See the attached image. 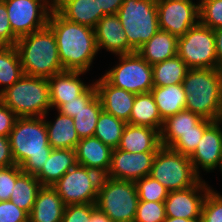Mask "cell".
I'll return each instance as SVG.
<instances>
[{
  "mask_svg": "<svg viewBox=\"0 0 222 222\" xmlns=\"http://www.w3.org/2000/svg\"><path fill=\"white\" fill-rule=\"evenodd\" d=\"M215 46L217 54L218 69L222 70V28L215 29Z\"/></svg>",
  "mask_w": 222,
  "mask_h": 222,
  "instance_id": "obj_48",
  "label": "cell"
},
{
  "mask_svg": "<svg viewBox=\"0 0 222 222\" xmlns=\"http://www.w3.org/2000/svg\"><path fill=\"white\" fill-rule=\"evenodd\" d=\"M199 22L212 30L222 28V0H199Z\"/></svg>",
  "mask_w": 222,
  "mask_h": 222,
  "instance_id": "obj_37",
  "label": "cell"
},
{
  "mask_svg": "<svg viewBox=\"0 0 222 222\" xmlns=\"http://www.w3.org/2000/svg\"><path fill=\"white\" fill-rule=\"evenodd\" d=\"M186 63L177 55L152 65L153 85L165 87L183 83L189 71Z\"/></svg>",
  "mask_w": 222,
  "mask_h": 222,
  "instance_id": "obj_30",
  "label": "cell"
},
{
  "mask_svg": "<svg viewBox=\"0 0 222 222\" xmlns=\"http://www.w3.org/2000/svg\"><path fill=\"white\" fill-rule=\"evenodd\" d=\"M182 86L187 96L185 110L212 121L222 120V70L189 69Z\"/></svg>",
  "mask_w": 222,
  "mask_h": 222,
  "instance_id": "obj_3",
  "label": "cell"
},
{
  "mask_svg": "<svg viewBox=\"0 0 222 222\" xmlns=\"http://www.w3.org/2000/svg\"><path fill=\"white\" fill-rule=\"evenodd\" d=\"M164 222H202V221L200 219H184V218L166 217Z\"/></svg>",
  "mask_w": 222,
  "mask_h": 222,
  "instance_id": "obj_50",
  "label": "cell"
},
{
  "mask_svg": "<svg viewBox=\"0 0 222 222\" xmlns=\"http://www.w3.org/2000/svg\"><path fill=\"white\" fill-rule=\"evenodd\" d=\"M41 187L42 185L35 175L22 172L16 179L10 200L29 214Z\"/></svg>",
  "mask_w": 222,
  "mask_h": 222,
  "instance_id": "obj_31",
  "label": "cell"
},
{
  "mask_svg": "<svg viewBox=\"0 0 222 222\" xmlns=\"http://www.w3.org/2000/svg\"><path fill=\"white\" fill-rule=\"evenodd\" d=\"M18 116L0 100V136L8 137Z\"/></svg>",
  "mask_w": 222,
  "mask_h": 222,
  "instance_id": "obj_45",
  "label": "cell"
},
{
  "mask_svg": "<svg viewBox=\"0 0 222 222\" xmlns=\"http://www.w3.org/2000/svg\"><path fill=\"white\" fill-rule=\"evenodd\" d=\"M15 165L13 159L9 138L0 136V168H6Z\"/></svg>",
  "mask_w": 222,
  "mask_h": 222,
  "instance_id": "obj_46",
  "label": "cell"
},
{
  "mask_svg": "<svg viewBox=\"0 0 222 222\" xmlns=\"http://www.w3.org/2000/svg\"><path fill=\"white\" fill-rule=\"evenodd\" d=\"M89 222H112L111 219L97 207L92 210Z\"/></svg>",
  "mask_w": 222,
  "mask_h": 222,
  "instance_id": "obj_49",
  "label": "cell"
},
{
  "mask_svg": "<svg viewBox=\"0 0 222 222\" xmlns=\"http://www.w3.org/2000/svg\"><path fill=\"white\" fill-rule=\"evenodd\" d=\"M24 75L15 46H0V94Z\"/></svg>",
  "mask_w": 222,
  "mask_h": 222,
  "instance_id": "obj_32",
  "label": "cell"
},
{
  "mask_svg": "<svg viewBox=\"0 0 222 222\" xmlns=\"http://www.w3.org/2000/svg\"><path fill=\"white\" fill-rule=\"evenodd\" d=\"M159 28L177 37L199 22V3L193 0H156Z\"/></svg>",
  "mask_w": 222,
  "mask_h": 222,
  "instance_id": "obj_13",
  "label": "cell"
},
{
  "mask_svg": "<svg viewBox=\"0 0 222 222\" xmlns=\"http://www.w3.org/2000/svg\"><path fill=\"white\" fill-rule=\"evenodd\" d=\"M85 72L64 70L48 78L52 109H59L66 101L76 100L91 84L79 78Z\"/></svg>",
  "mask_w": 222,
  "mask_h": 222,
  "instance_id": "obj_19",
  "label": "cell"
},
{
  "mask_svg": "<svg viewBox=\"0 0 222 222\" xmlns=\"http://www.w3.org/2000/svg\"><path fill=\"white\" fill-rule=\"evenodd\" d=\"M94 85L102 109L127 123L136 94L109 84L103 77L96 80Z\"/></svg>",
  "mask_w": 222,
  "mask_h": 222,
  "instance_id": "obj_18",
  "label": "cell"
},
{
  "mask_svg": "<svg viewBox=\"0 0 222 222\" xmlns=\"http://www.w3.org/2000/svg\"><path fill=\"white\" fill-rule=\"evenodd\" d=\"M99 97L96 95L86 106H83L73 117L74 126L80 139L94 136L96 124L102 111Z\"/></svg>",
  "mask_w": 222,
  "mask_h": 222,
  "instance_id": "obj_34",
  "label": "cell"
},
{
  "mask_svg": "<svg viewBox=\"0 0 222 222\" xmlns=\"http://www.w3.org/2000/svg\"><path fill=\"white\" fill-rule=\"evenodd\" d=\"M113 149L95 136L82 138L75 148L77 164L106 176L111 165Z\"/></svg>",
  "mask_w": 222,
  "mask_h": 222,
  "instance_id": "obj_20",
  "label": "cell"
},
{
  "mask_svg": "<svg viewBox=\"0 0 222 222\" xmlns=\"http://www.w3.org/2000/svg\"><path fill=\"white\" fill-rule=\"evenodd\" d=\"M222 120L214 121L203 133L196 150L189 157L195 173L210 172L218 167L222 154ZM201 167V168H199Z\"/></svg>",
  "mask_w": 222,
  "mask_h": 222,
  "instance_id": "obj_16",
  "label": "cell"
},
{
  "mask_svg": "<svg viewBox=\"0 0 222 222\" xmlns=\"http://www.w3.org/2000/svg\"><path fill=\"white\" fill-rule=\"evenodd\" d=\"M77 164L73 149H52L42 169L35 175L42 186H52Z\"/></svg>",
  "mask_w": 222,
  "mask_h": 222,
  "instance_id": "obj_23",
  "label": "cell"
},
{
  "mask_svg": "<svg viewBox=\"0 0 222 222\" xmlns=\"http://www.w3.org/2000/svg\"><path fill=\"white\" fill-rule=\"evenodd\" d=\"M55 10L66 20L93 29L99 22L97 0H59Z\"/></svg>",
  "mask_w": 222,
  "mask_h": 222,
  "instance_id": "obj_24",
  "label": "cell"
},
{
  "mask_svg": "<svg viewBox=\"0 0 222 222\" xmlns=\"http://www.w3.org/2000/svg\"><path fill=\"white\" fill-rule=\"evenodd\" d=\"M20 166L0 168V201L10 200L17 177L22 173Z\"/></svg>",
  "mask_w": 222,
  "mask_h": 222,
  "instance_id": "obj_40",
  "label": "cell"
},
{
  "mask_svg": "<svg viewBox=\"0 0 222 222\" xmlns=\"http://www.w3.org/2000/svg\"><path fill=\"white\" fill-rule=\"evenodd\" d=\"M44 121L48 134V141L52 149H73L75 150L76 145L80 141V138L77 135L74 120L70 116L61 114L58 111V116L56 120Z\"/></svg>",
  "mask_w": 222,
  "mask_h": 222,
  "instance_id": "obj_26",
  "label": "cell"
},
{
  "mask_svg": "<svg viewBox=\"0 0 222 222\" xmlns=\"http://www.w3.org/2000/svg\"><path fill=\"white\" fill-rule=\"evenodd\" d=\"M177 55L190 69L218 68L215 33L198 22L178 37Z\"/></svg>",
  "mask_w": 222,
  "mask_h": 222,
  "instance_id": "obj_9",
  "label": "cell"
},
{
  "mask_svg": "<svg viewBox=\"0 0 222 222\" xmlns=\"http://www.w3.org/2000/svg\"><path fill=\"white\" fill-rule=\"evenodd\" d=\"M200 220L222 222V195L212 188L205 197Z\"/></svg>",
  "mask_w": 222,
  "mask_h": 222,
  "instance_id": "obj_39",
  "label": "cell"
},
{
  "mask_svg": "<svg viewBox=\"0 0 222 222\" xmlns=\"http://www.w3.org/2000/svg\"><path fill=\"white\" fill-rule=\"evenodd\" d=\"M124 0H97L99 4V21L105 15L117 14Z\"/></svg>",
  "mask_w": 222,
  "mask_h": 222,
  "instance_id": "obj_47",
  "label": "cell"
},
{
  "mask_svg": "<svg viewBox=\"0 0 222 222\" xmlns=\"http://www.w3.org/2000/svg\"><path fill=\"white\" fill-rule=\"evenodd\" d=\"M218 167H219V169H221V172H222V154H221V157H220V162H219Z\"/></svg>",
  "mask_w": 222,
  "mask_h": 222,
  "instance_id": "obj_52",
  "label": "cell"
},
{
  "mask_svg": "<svg viewBox=\"0 0 222 222\" xmlns=\"http://www.w3.org/2000/svg\"><path fill=\"white\" fill-rule=\"evenodd\" d=\"M178 37L159 30L136 52L150 65L177 56Z\"/></svg>",
  "mask_w": 222,
  "mask_h": 222,
  "instance_id": "obj_25",
  "label": "cell"
},
{
  "mask_svg": "<svg viewBox=\"0 0 222 222\" xmlns=\"http://www.w3.org/2000/svg\"><path fill=\"white\" fill-rule=\"evenodd\" d=\"M97 95L96 87L93 84L76 100L66 101L57 111L61 114L74 117L75 113L79 111L83 106H86Z\"/></svg>",
  "mask_w": 222,
  "mask_h": 222,
  "instance_id": "obj_42",
  "label": "cell"
},
{
  "mask_svg": "<svg viewBox=\"0 0 222 222\" xmlns=\"http://www.w3.org/2000/svg\"><path fill=\"white\" fill-rule=\"evenodd\" d=\"M157 152L132 153L118 148L113 149L107 177L136 182L150 175Z\"/></svg>",
  "mask_w": 222,
  "mask_h": 222,
  "instance_id": "obj_15",
  "label": "cell"
},
{
  "mask_svg": "<svg viewBox=\"0 0 222 222\" xmlns=\"http://www.w3.org/2000/svg\"><path fill=\"white\" fill-rule=\"evenodd\" d=\"M127 123L115 116L101 111L94 136L112 149L118 148L124 127Z\"/></svg>",
  "mask_w": 222,
  "mask_h": 222,
  "instance_id": "obj_33",
  "label": "cell"
},
{
  "mask_svg": "<svg viewBox=\"0 0 222 222\" xmlns=\"http://www.w3.org/2000/svg\"><path fill=\"white\" fill-rule=\"evenodd\" d=\"M0 100L18 117H44L52 108L48 79L25 74L0 94Z\"/></svg>",
  "mask_w": 222,
  "mask_h": 222,
  "instance_id": "obj_5",
  "label": "cell"
},
{
  "mask_svg": "<svg viewBox=\"0 0 222 222\" xmlns=\"http://www.w3.org/2000/svg\"><path fill=\"white\" fill-rule=\"evenodd\" d=\"M214 121L203 118L197 124V131H189L188 133H182V135L169 147L170 149L190 157L196 150L200 139L203 136L204 131Z\"/></svg>",
  "mask_w": 222,
  "mask_h": 222,
  "instance_id": "obj_35",
  "label": "cell"
},
{
  "mask_svg": "<svg viewBox=\"0 0 222 222\" xmlns=\"http://www.w3.org/2000/svg\"><path fill=\"white\" fill-rule=\"evenodd\" d=\"M94 31L98 51L104 48L116 55L136 52L128 43L126 33L117 14L105 15L97 23Z\"/></svg>",
  "mask_w": 222,
  "mask_h": 222,
  "instance_id": "obj_17",
  "label": "cell"
},
{
  "mask_svg": "<svg viewBox=\"0 0 222 222\" xmlns=\"http://www.w3.org/2000/svg\"><path fill=\"white\" fill-rule=\"evenodd\" d=\"M28 213L11 200L0 201V222H27Z\"/></svg>",
  "mask_w": 222,
  "mask_h": 222,
  "instance_id": "obj_43",
  "label": "cell"
},
{
  "mask_svg": "<svg viewBox=\"0 0 222 222\" xmlns=\"http://www.w3.org/2000/svg\"><path fill=\"white\" fill-rule=\"evenodd\" d=\"M119 56V63L102 77L111 85L134 94L149 93L154 87L152 65L137 52Z\"/></svg>",
  "mask_w": 222,
  "mask_h": 222,
  "instance_id": "obj_10",
  "label": "cell"
},
{
  "mask_svg": "<svg viewBox=\"0 0 222 222\" xmlns=\"http://www.w3.org/2000/svg\"><path fill=\"white\" fill-rule=\"evenodd\" d=\"M161 145L160 131L151 127L127 123L118 149L132 153L157 152Z\"/></svg>",
  "mask_w": 222,
  "mask_h": 222,
  "instance_id": "obj_21",
  "label": "cell"
},
{
  "mask_svg": "<svg viewBox=\"0 0 222 222\" xmlns=\"http://www.w3.org/2000/svg\"><path fill=\"white\" fill-rule=\"evenodd\" d=\"M150 176L169 192L189 188L202 178L195 173L188 156L163 146L154 157Z\"/></svg>",
  "mask_w": 222,
  "mask_h": 222,
  "instance_id": "obj_8",
  "label": "cell"
},
{
  "mask_svg": "<svg viewBox=\"0 0 222 222\" xmlns=\"http://www.w3.org/2000/svg\"><path fill=\"white\" fill-rule=\"evenodd\" d=\"M47 26L55 35L63 70L89 71L98 53L94 29L66 20L55 9Z\"/></svg>",
  "mask_w": 222,
  "mask_h": 222,
  "instance_id": "obj_1",
  "label": "cell"
},
{
  "mask_svg": "<svg viewBox=\"0 0 222 222\" xmlns=\"http://www.w3.org/2000/svg\"><path fill=\"white\" fill-rule=\"evenodd\" d=\"M117 15L135 51L160 30L156 0H124Z\"/></svg>",
  "mask_w": 222,
  "mask_h": 222,
  "instance_id": "obj_7",
  "label": "cell"
},
{
  "mask_svg": "<svg viewBox=\"0 0 222 222\" xmlns=\"http://www.w3.org/2000/svg\"><path fill=\"white\" fill-rule=\"evenodd\" d=\"M139 201L164 202L169 191L156 179L147 175L135 182Z\"/></svg>",
  "mask_w": 222,
  "mask_h": 222,
  "instance_id": "obj_36",
  "label": "cell"
},
{
  "mask_svg": "<svg viewBox=\"0 0 222 222\" xmlns=\"http://www.w3.org/2000/svg\"><path fill=\"white\" fill-rule=\"evenodd\" d=\"M211 188L201 178L189 188L170 191L164 201L166 217L200 219L205 197Z\"/></svg>",
  "mask_w": 222,
  "mask_h": 222,
  "instance_id": "obj_14",
  "label": "cell"
},
{
  "mask_svg": "<svg viewBox=\"0 0 222 222\" xmlns=\"http://www.w3.org/2000/svg\"><path fill=\"white\" fill-rule=\"evenodd\" d=\"M138 202L135 182L102 177L96 207L112 222H134Z\"/></svg>",
  "mask_w": 222,
  "mask_h": 222,
  "instance_id": "obj_6",
  "label": "cell"
},
{
  "mask_svg": "<svg viewBox=\"0 0 222 222\" xmlns=\"http://www.w3.org/2000/svg\"><path fill=\"white\" fill-rule=\"evenodd\" d=\"M96 203L66 205L61 222H89Z\"/></svg>",
  "mask_w": 222,
  "mask_h": 222,
  "instance_id": "obj_41",
  "label": "cell"
},
{
  "mask_svg": "<svg viewBox=\"0 0 222 222\" xmlns=\"http://www.w3.org/2000/svg\"><path fill=\"white\" fill-rule=\"evenodd\" d=\"M15 48L25 75L48 79L64 71L55 35L48 26L18 38Z\"/></svg>",
  "mask_w": 222,
  "mask_h": 222,
  "instance_id": "obj_4",
  "label": "cell"
},
{
  "mask_svg": "<svg viewBox=\"0 0 222 222\" xmlns=\"http://www.w3.org/2000/svg\"><path fill=\"white\" fill-rule=\"evenodd\" d=\"M150 92L164 121L168 117L185 110L187 96L182 83L165 87L154 86Z\"/></svg>",
  "mask_w": 222,
  "mask_h": 222,
  "instance_id": "obj_29",
  "label": "cell"
},
{
  "mask_svg": "<svg viewBox=\"0 0 222 222\" xmlns=\"http://www.w3.org/2000/svg\"><path fill=\"white\" fill-rule=\"evenodd\" d=\"M65 206L52 186H42L28 214V220L30 222H61Z\"/></svg>",
  "mask_w": 222,
  "mask_h": 222,
  "instance_id": "obj_22",
  "label": "cell"
},
{
  "mask_svg": "<svg viewBox=\"0 0 222 222\" xmlns=\"http://www.w3.org/2000/svg\"><path fill=\"white\" fill-rule=\"evenodd\" d=\"M203 118L191 111L183 110L175 115L168 117L163 124L161 135V145L163 147H170L182 133L189 131H197V124Z\"/></svg>",
  "mask_w": 222,
  "mask_h": 222,
  "instance_id": "obj_28",
  "label": "cell"
},
{
  "mask_svg": "<svg viewBox=\"0 0 222 222\" xmlns=\"http://www.w3.org/2000/svg\"><path fill=\"white\" fill-rule=\"evenodd\" d=\"M6 5L12 32L22 37L48 25L52 8L43 0H2Z\"/></svg>",
  "mask_w": 222,
  "mask_h": 222,
  "instance_id": "obj_12",
  "label": "cell"
},
{
  "mask_svg": "<svg viewBox=\"0 0 222 222\" xmlns=\"http://www.w3.org/2000/svg\"><path fill=\"white\" fill-rule=\"evenodd\" d=\"M127 123L151 127L161 132L164 120L161 118L151 92L136 94L130 119Z\"/></svg>",
  "mask_w": 222,
  "mask_h": 222,
  "instance_id": "obj_27",
  "label": "cell"
},
{
  "mask_svg": "<svg viewBox=\"0 0 222 222\" xmlns=\"http://www.w3.org/2000/svg\"><path fill=\"white\" fill-rule=\"evenodd\" d=\"M166 219L165 203L139 201L134 222H164Z\"/></svg>",
  "mask_w": 222,
  "mask_h": 222,
  "instance_id": "obj_38",
  "label": "cell"
},
{
  "mask_svg": "<svg viewBox=\"0 0 222 222\" xmlns=\"http://www.w3.org/2000/svg\"><path fill=\"white\" fill-rule=\"evenodd\" d=\"M18 37L12 32L6 5L0 3V46H15Z\"/></svg>",
  "mask_w": 222,
  "mask_h": 222,
  "instance_id": "obj_44",
  "label": "cell"
},
{
  "mask_svg": "<svg viewBox=\"0 0 222 222\" xmlns=\"http://www.w3.org/2000/svg\"><path fill=\"white\" fill-rule=\"evenodd\" d=\"M102 175L83 165L76 164L52 187L65 205L96 203Z\"/></svg>",
  "mask_w": 222,
  "mask_h": 222,
  "instance_id": "obj_11",
  "label": "cell"
},
{
  "mask_svg": "<svg viewBox=\"0 0 222 222\" xmlns=\"http://www.w3.org/2000/svg\"><path fill=\"white\" fill-rule=\"evenodd\" d=\"M8 138L15 164L36 175L52 151L44 117H18Z\"/></svg>",
  "mask_w": 222,
  "mask_h": 222,
  "instance_id": "obj_2",
  "label": "cell"
},
{
  "mask_svg": "<svg viewBox=\"0 0 222 222\" xmlns=\"http://www.w3.org/2000/svg\"><path fill=\"white\" fill-rule=\"evenodd\" d=\"M46 2L52 9H56L59 0H43Z\"/></svg>",
  "mask_w": 222,
  "mask_h": 222,
  "instance_id": "obj_51",
  "label": "cell"
}]
</instances>
